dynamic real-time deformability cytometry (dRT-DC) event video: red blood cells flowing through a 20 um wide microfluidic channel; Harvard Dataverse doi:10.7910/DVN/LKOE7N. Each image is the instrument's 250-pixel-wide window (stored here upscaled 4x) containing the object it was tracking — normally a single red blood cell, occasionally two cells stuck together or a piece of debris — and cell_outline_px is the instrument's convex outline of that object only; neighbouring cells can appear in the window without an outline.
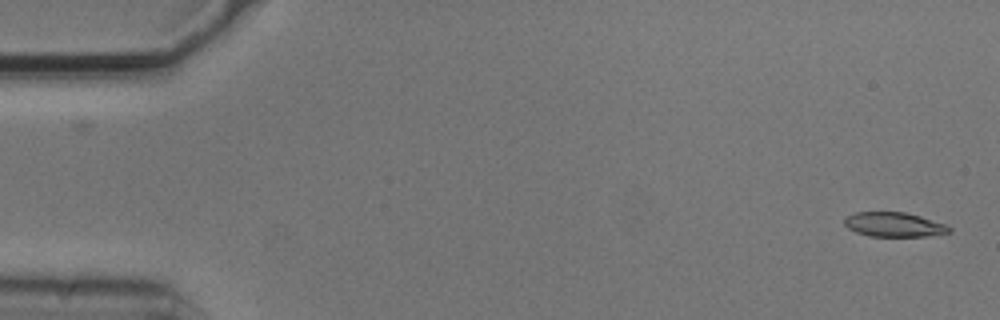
{"species": "common noctule bat (a hibernating species)", "species_latin": "Nyctalus noctula", "temperature_condition": "cold", "stored_images_in_passage": 2, "camera_frame_rate_fps": 3000, "um_per_image_px": 0.085, "animal": {"sex": "male", "body_mass_g": 20.5, "forearm_length_mm": 52.5}, "frame": {"image": 1, "passage_image": 2, "time_ms": 0.333, "image_size_px": [1000, 320], "cell_outline_px": [[952, 232], [928, 236], [868, 236], [856, 232], [848, 228], [844, 224], [844, 216], [856, 212], [904, 212], [920, 216], [948, 224], [952, 228]], "centroid_in_image_um": [76.01, 19.09], "position_along_channel_um": 9.0, "area_um2": 15.14}}